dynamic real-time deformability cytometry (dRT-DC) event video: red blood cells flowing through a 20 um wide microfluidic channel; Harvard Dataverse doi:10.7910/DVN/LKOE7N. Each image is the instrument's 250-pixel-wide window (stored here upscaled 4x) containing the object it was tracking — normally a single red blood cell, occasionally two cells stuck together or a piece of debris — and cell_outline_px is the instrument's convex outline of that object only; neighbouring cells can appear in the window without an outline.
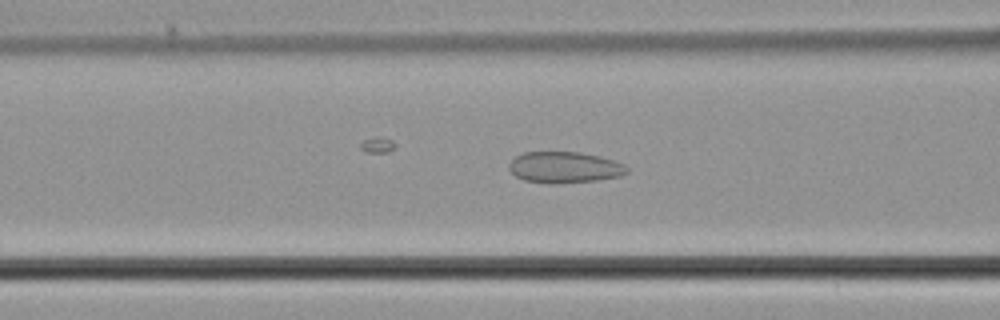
{"species": "common noctule bat (a hibernating species)", "species_latin": "Nyctalus noctula", "temperature_condition": "cold", "stored_images_in_passage": 44, "camera_frame_rate_fps": 3000, "um_per_image_px": 0.085, "animal": {"sex": "male", "body_mass_g": 21.5, "forearm_length_mm": 52.0}, "frame": {"image": 1, "passage_image": 17, "time_ms": 5.333, "image_size_px": [1000, 320], "cell_outline_px": [[628, 172], [620, 176], [596, 180], [524, 180], [516, 176], [508, 168], [508, 164], [516, 156], [524, 152], [580, 152], [600, 156], [624, 164], [628, 168]], "centroid_in_image_um": [48.01, 14.16], "position_along_channel_um": 118.6, "area_um2": 20.35}}
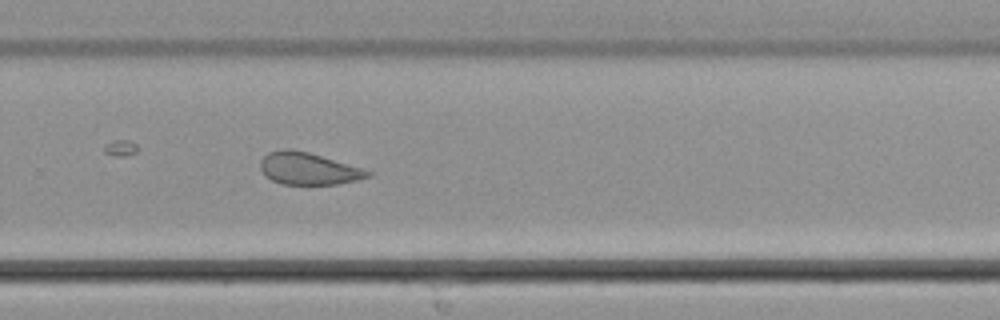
{"frame": {"image": 2, "passage_image": 32, "time_ms": 10.333, "image_size_px": [1000, 320], "cell_outline_px": [[372, 176], [356, 180], [336, 184], [280, 184], [272, 180], [260, 168], [260, 160], [268, 152], [280, 148], [288, 148], [308, 152], [360, 168], [372, 172]], "centroid_in_image_um": [26.17, 14.32], "position_along_channel_um": 303.6, "area_um2": 19.83}}
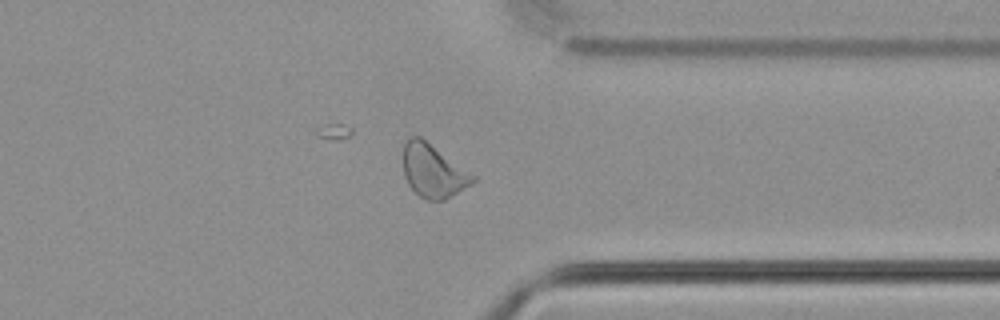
{"frame": {"image": 3, "passage_image": 38, "time_ms": 12.333, "image_size_px": [1000, 320], "cell_outline_px": [[480, 176], [472, 184], [444, 200], [428, 200], [420, 196], [408, 184], [404, 176], [404, 140], [412, 136], [420, 136]], "centroid_in_image_um": [36.89, 14.5], "position_along_channel_um": 374.5, "area_um2": 22.02}, "authors_computed_cell_mechanics": {"area_um2": 21.3571, "velocity_mm_per_s": 3.7039, "shape_relaxation_time_tau1_ms": null, "shape_relaxation_time_tau2_ms": 2.2725, "deformation_change_tau1": null, "deformation_change_tau2": 0.0663}}